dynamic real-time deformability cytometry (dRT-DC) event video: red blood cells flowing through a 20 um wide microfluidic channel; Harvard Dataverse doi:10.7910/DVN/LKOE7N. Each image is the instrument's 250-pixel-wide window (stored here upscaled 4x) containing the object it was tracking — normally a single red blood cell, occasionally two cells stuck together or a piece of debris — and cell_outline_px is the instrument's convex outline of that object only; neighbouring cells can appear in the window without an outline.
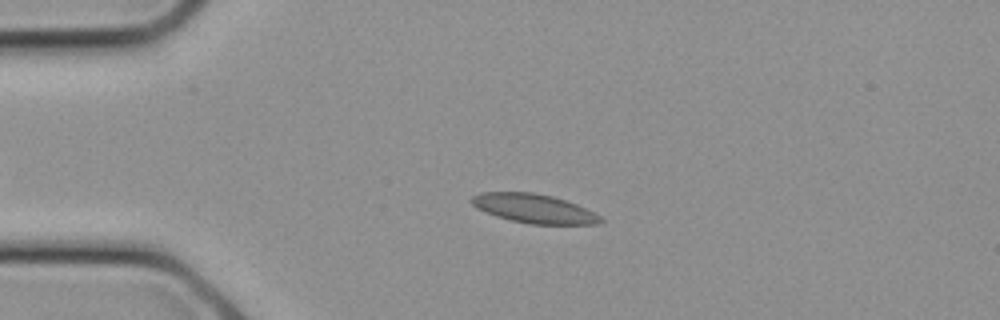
{"species": "common noctule bat (a hibernating species)", "species_latin": "Nyctalus noctula", "temperature_condition": "cold", "stored_images_in_passage": 10, "camera_frame_rate_fps": 3000, "um_per_image_px": 0.085, "animal": {"sex": "female", "body_mass_g": 21.9}, "frame": {"image": 1, "passage_image": 5, "time_ms": 1.333, "image_size_px": [1000, 320], "cell_outline_px": [[604, 220], [600, 224], [528, 224], [496, 216], [484, 212], [476, 208], [468, 200], [472, 196], [480, 192], [532, 192], [552, 196], [576, 204], [600, 216]], "centroid_in_image_um": [45.33, 17.72], "position_along_channel_um": 39.7, "area_um2": 21.79}}
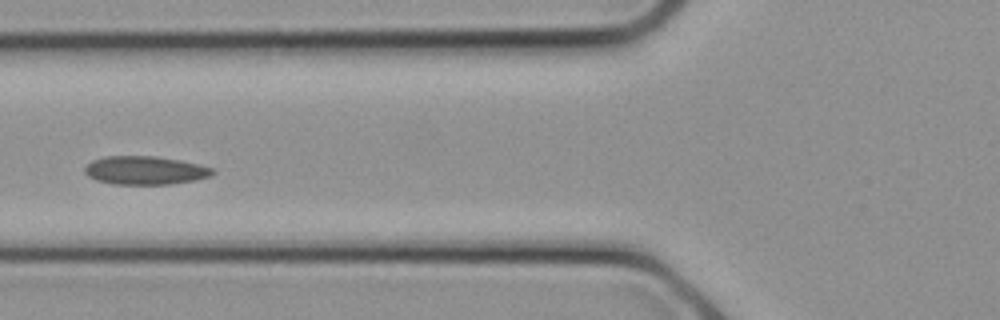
{"frame": {"image": 2, "passage_image": 9, "time_ms": 2.667, "image_size_px": [1000, 320], "cell_outline_px": [[216, 172], [212, 176], [196, 180], [168, 184], [112, 184], [96, 180], [88, 176], [84, 172], [84, 168], [92, 160], [104, 156], [156, 156], [180, 160], [212, 168]], "centroid_in_image_um": [12.32, 14.48], "position_along_channel_um": 113.5, "area_um2": 21.21}}